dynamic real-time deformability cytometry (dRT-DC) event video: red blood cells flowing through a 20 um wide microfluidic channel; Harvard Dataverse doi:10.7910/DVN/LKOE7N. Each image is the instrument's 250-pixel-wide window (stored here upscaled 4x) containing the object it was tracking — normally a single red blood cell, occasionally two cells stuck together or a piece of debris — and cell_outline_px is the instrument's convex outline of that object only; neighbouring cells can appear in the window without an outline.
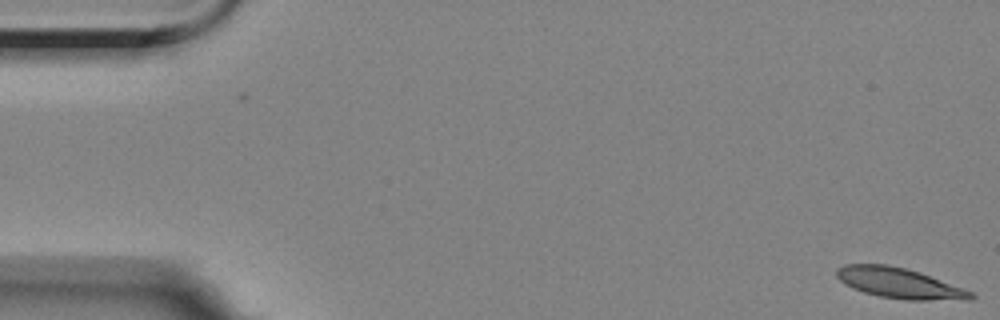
{"species": "Egyptian fruit bat (a non-hibernating species)", "species_latin": "Rousettus aegyptiacus", "temperature_condition": "room temperature", "stored_images_in_passage": 11, "camera_frame_rate_fps": 3000, "um_per_image_px": 0.085, "animal": {"sex": "female"}, "frame": {"image": 1, "passage_image": 1, "time_ms": 0.0, "image_size_px": [1000, 320], "cell_outline_px": [[976, 296], [972, 300], [904, 300], [880, 296], [864, 292], [852, 288], [844, 284], [836, 276], [836, 268], [844, 264], [888, 264], [920, 272], [972, 292]], "centroid_in_image_um": [76.42, 24.07], "position_along_channel_um": 8.6, "area_um2": 23.81}}